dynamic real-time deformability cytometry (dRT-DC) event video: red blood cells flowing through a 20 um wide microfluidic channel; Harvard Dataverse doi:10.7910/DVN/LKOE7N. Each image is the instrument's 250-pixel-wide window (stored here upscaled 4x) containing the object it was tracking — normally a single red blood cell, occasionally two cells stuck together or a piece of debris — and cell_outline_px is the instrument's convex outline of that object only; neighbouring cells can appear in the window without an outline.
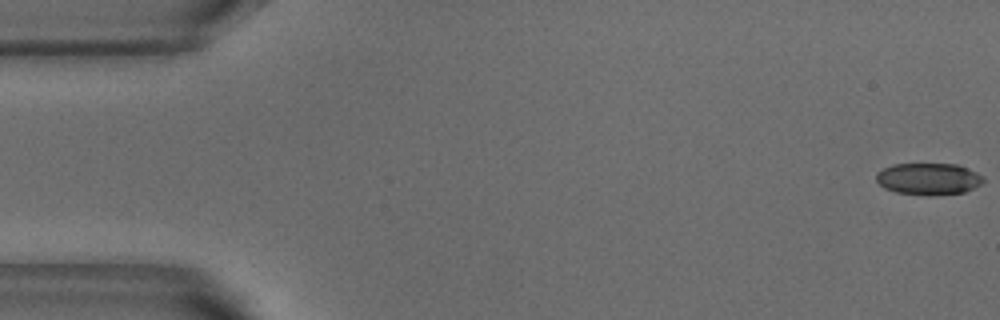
{"species": "common noctule bat (a hibernating species)", "species_latin": "Nyctalus noctula", "temperature_condition": "warm", "stored_images_in_passage": 7, "camera_frame_rate_fps": 3000, "um_per_image_px": 0.085, "animal": {"sex": "male", "body_mass_g": 18.8}, "frame": {"image": 1, "passage_image": 1, "time_ms": 0.0, "image_size_px": [1000, 320], "cell_outline_px": [[984, 180], [980, 184], [964, 192], [928, 196], [896, 192], [884, 188], [876, 180], [876, 172], [892, 164], [956, 164], [976, 172], [984, 176]], "centroid_in_image_um": [78.9, 15.21], "position_along_channel_um": 6.1, "area_um2": 19.83}}